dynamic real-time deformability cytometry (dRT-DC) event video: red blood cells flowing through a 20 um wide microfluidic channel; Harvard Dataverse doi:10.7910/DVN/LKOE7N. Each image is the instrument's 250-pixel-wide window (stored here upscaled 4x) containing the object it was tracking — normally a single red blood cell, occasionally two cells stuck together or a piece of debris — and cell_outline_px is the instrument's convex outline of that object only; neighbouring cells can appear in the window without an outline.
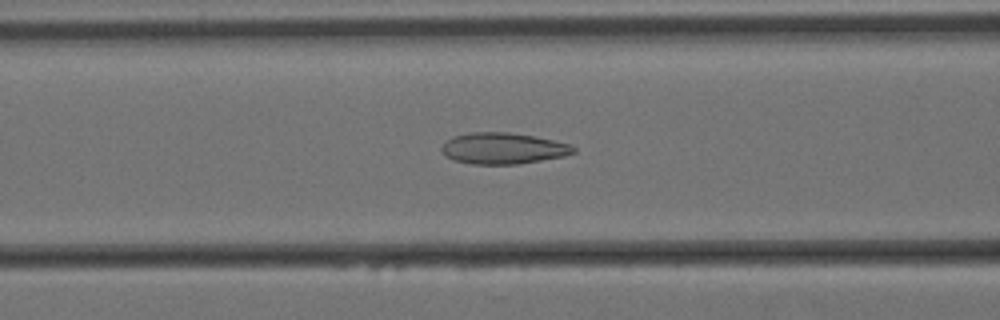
{"species": "Egyptian fruit bat (a non-hibernating species)", "species_latin": "Rousettus aegyptiacus", "temperature_condition": "cold", "stored_images_in_passage": 58, "camera_frame_rate_fps": 3000, "um_per_image_px": 0.085, "animal": {"sex": "female"}, "frame": {"image": 1, "passage_image": 22, "time_ms": 7.0, "image_size_px": [1000, 320], "cell_outline_px": [[576, 152], [564, 156], [520, 164], [472, 164], [452, 160], [444, 156], [440, 148], [452, 136], [472, 132], [508, 132], [532, 136], [572, 144], [576, 148]], "centroid_in_image_um": [42.75, 12.62], "position_along_channel_um": 123.8, "area_um2": 24.1}}
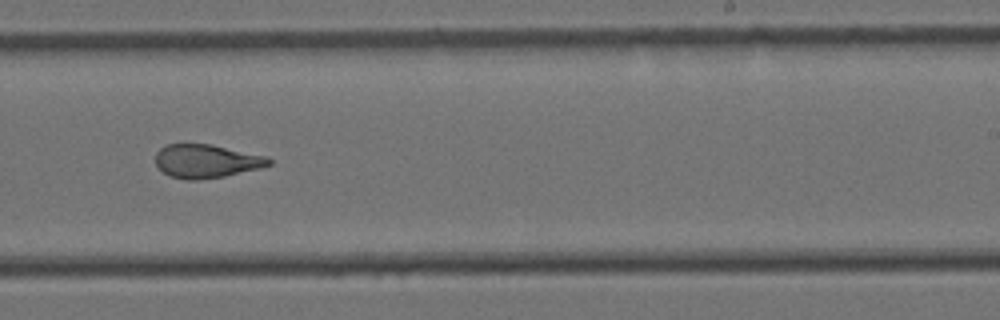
{"frame": {"image": 2, "passage_image": 35, "time_ms": 11.333, "image_size_px": [1000, 320], "cell_outline_px": [[272, 164], [260, 168], [224, 176], [200, 180], [188, 180], [168, 176], [156, 164], [156, 152], [164, 144], [184, 140], [212, 144], [268, 156], [272, 160]], "centroid_in_image_um": [17.5, 13.64], "position_along_channel_um": 271.5, "area_um2": 23.0}}
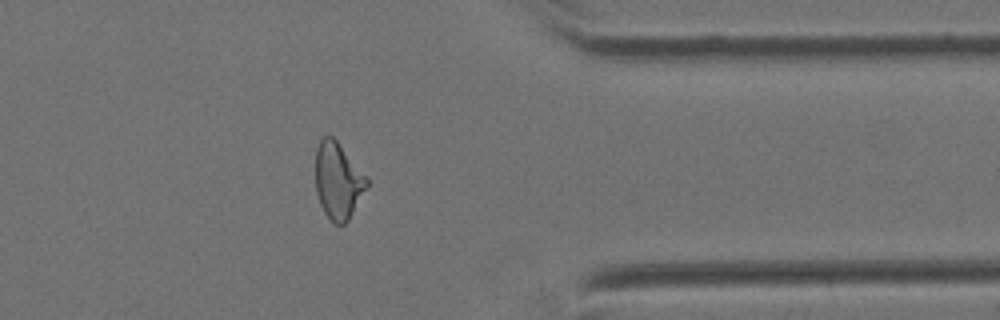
{"frame": {"image": 3, "passage_image": 46, "time_ms": 15.0, "image_size_px": [1000, 320], "cell_outline_px": [[368, 184], [348, 220], [344, 224], [336, 224], [324, 212], [320, 204], [316, 192], [316, 148], [320, 140], [324, 136], [332, 136], [336, 140], [368, 176]], "centroid_in_image_um": [28.73, 15.34], "position_along_channel_um": 382.7, "area_um2": 22.66}, "authors_computed_cell_mechanics": {"area_um2": 24.3916, "velocity_mm_per_s": 3.4167, "shape_relaxation_time_tau1_ms": null, "shape_relaxation_time_tau2_ms": 2.2906, "deformation_change_tau1": null, "deformation_change_tau2": 0.0963}}